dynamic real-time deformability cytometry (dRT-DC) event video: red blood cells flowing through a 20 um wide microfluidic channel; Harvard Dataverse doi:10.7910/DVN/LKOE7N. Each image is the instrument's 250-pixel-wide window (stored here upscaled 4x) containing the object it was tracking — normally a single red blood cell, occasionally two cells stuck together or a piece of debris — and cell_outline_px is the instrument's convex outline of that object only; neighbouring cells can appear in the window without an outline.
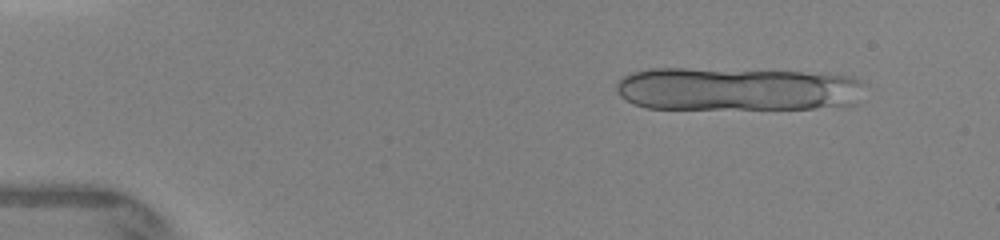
{"species": "human", "species_latin": "Homo sapiens", "temperature_condition": "warm", "stored_images_in_passage": 5, "camera_frame_rate_fps": 3000, "um_per_image_px": 0.085, "donor": {"sex": "female"}, "frame": {"image": 1, "passage_image": 2, "time_ms": 1.0, "image_size_px": [1000, 240], "cell_outline_px": [[860, 84], [856, 104], [812, 108], [648, 108], [632, 104], [620, 96], [616, 92], [616, 84], [624, 76], [632, 72], [648, 68], [688, 68], [828, 72], [852, 76], [860, 80]], "centroid_in_image_um": [62.62, 7.54], "position_along_channel_um": 22.4, "area_um2": 63.23}}